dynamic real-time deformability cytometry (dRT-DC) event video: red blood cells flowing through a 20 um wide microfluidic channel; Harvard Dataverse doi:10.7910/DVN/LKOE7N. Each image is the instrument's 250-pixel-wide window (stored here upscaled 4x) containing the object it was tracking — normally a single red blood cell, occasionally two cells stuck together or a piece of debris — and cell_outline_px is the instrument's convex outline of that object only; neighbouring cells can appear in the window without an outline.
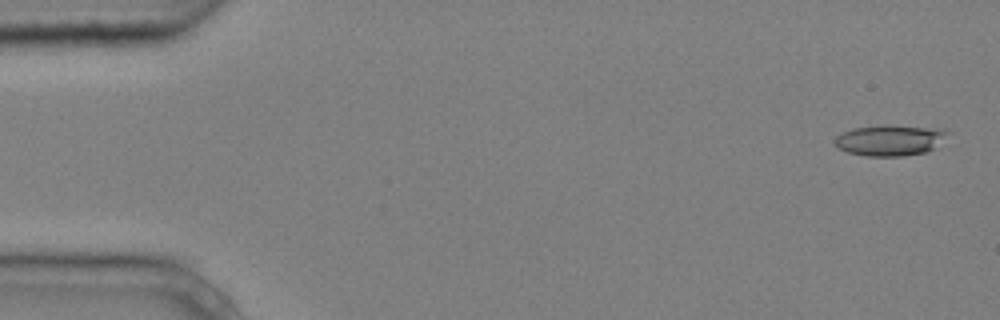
{"species": "common noctule bat (a hibernating species)", "species_latin": "Nyctalus noctula", "temperature_condition": "cold", "stored_images_in_passage": 6, "camera_frame_rate_fps": 3000, "um_per_image_px": 0.085, "animal": {"sex": "male", "body_mass_g": 20.4}, "frame": {"image": 1, "passage_image": 1, "time_ms": 0.0, "image_size_px": [1000, 320], "cell_outline_px": [[952, 132], [932, 148], [924, 152], [904, 156], [864, 156], [848, 152], [836, 148], [832, 140], [836, 136], [852, 128], [888, 124], [944, 128]], "centroid_in_image_um": [75.63, 11.9], "position_along_channel_um": 9.4, "area_um2": 20.69}}